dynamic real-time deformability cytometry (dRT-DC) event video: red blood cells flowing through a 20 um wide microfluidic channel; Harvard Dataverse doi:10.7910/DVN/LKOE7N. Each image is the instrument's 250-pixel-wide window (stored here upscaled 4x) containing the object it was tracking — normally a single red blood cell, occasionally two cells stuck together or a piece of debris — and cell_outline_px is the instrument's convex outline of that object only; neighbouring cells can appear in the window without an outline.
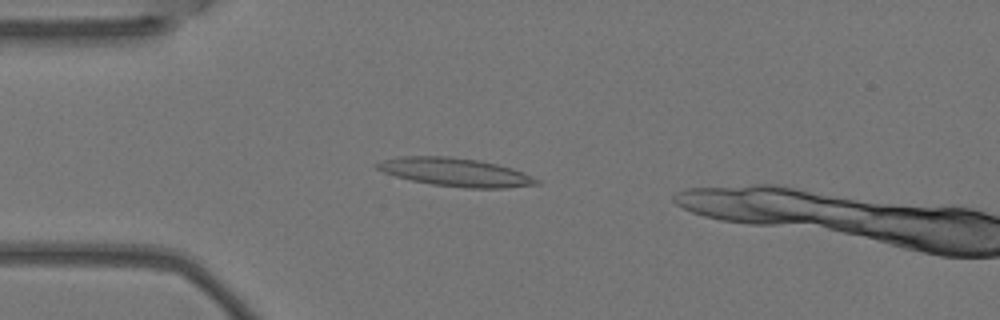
{"species": "Egyptian fruit bat (a non-hibernating species)", "species_latin": "Rousettus aegyptiacus", "temperature_condition": "warm", "stored_images_in_passage": 4, "camera_frame_rate_fps": 3000, "um_per_image_px": 0.085, "animal": {"sex": "female"}, "frame": {"image": 1, "passage_image": 3, "time_ms": 0.667, "image_size_px": [1000, 320], "cell_outline_px": [[540, 184], [504, 188], [464, 188], [432, 184], [412, 180], [396, 176], [384, 172], [376, 168], [372, 164], [396, 156], [448, 156], [480, 160], [512, 168], [524, 172], [540, 180]], "centroid_in_image_um": [38.72, 14.63], "position_along_channel_um": 46.3, "area_um2": 26.41}}